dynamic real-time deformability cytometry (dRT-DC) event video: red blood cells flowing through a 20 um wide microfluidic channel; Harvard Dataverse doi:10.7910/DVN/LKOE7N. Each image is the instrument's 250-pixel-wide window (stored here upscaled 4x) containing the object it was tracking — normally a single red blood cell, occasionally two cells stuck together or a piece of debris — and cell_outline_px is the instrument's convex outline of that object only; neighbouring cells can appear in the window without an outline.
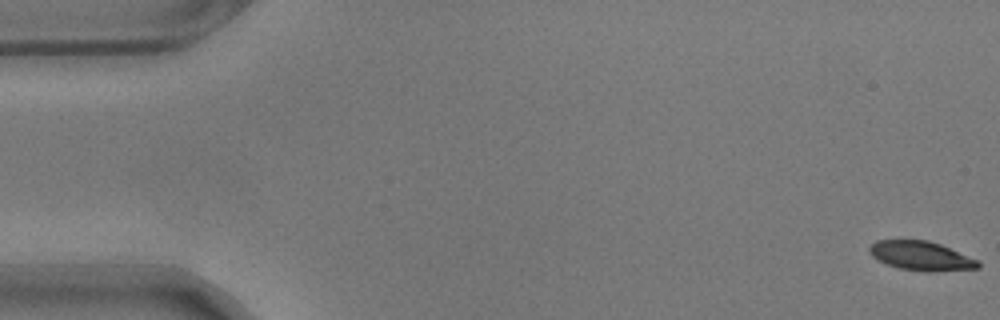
{"species": "common noctule bat (a hibernating species)", "species_latin": "Nyctalus noctula", "temperature_condition": "warm", "stored_images_in_passage": 58, "camera_frame_rate_fps": 3000, "um_per_image_px": 0.085, "animal": {"sex": "male", "body_mass_g": 17.9}, "frame": {"image": 1, "passage_image": 1, "time_ms": 0.0, "image_size_px": [1000, 320], "cell_outline_px": [[980, 268], [928, 272], [900, 268], [888, 264], [872, 256], [868, 252], [868, 248], [876, 240], [928, 240], [940, 244], [980, 260]], "centroid_in_image_um": [78.32, 21.74], "position_along_channel_um": 6.7, "area_um2": 18.44}}
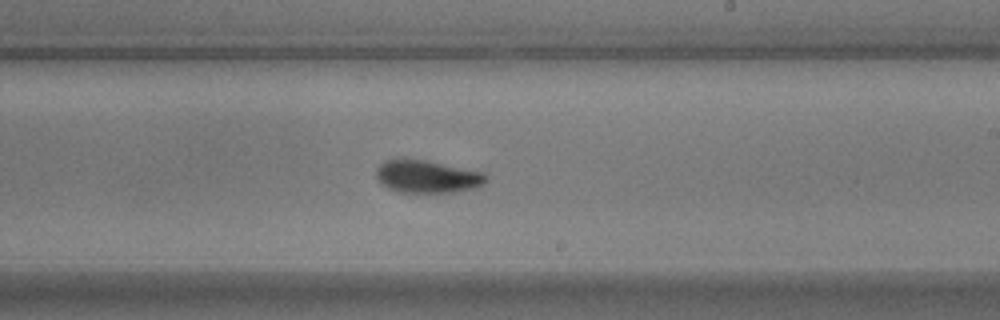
{"frame": {"image": 2, "passage_image": 34, "time_ms": 11.0, "image_size_px": [1000, 320], "cell_outline_px": [[488, 180], [484, 184], [476, 188], [452, 192], [400, 192], [388, 188], [376, 176], [376, 168], [384, 160], [400, 156], [428, 160], [484, 172], [488, 176]], "centroid_in_image_um": [36.32, 14.96], "position_along_channel_um": 252.7, "area_um2": 21.44}}
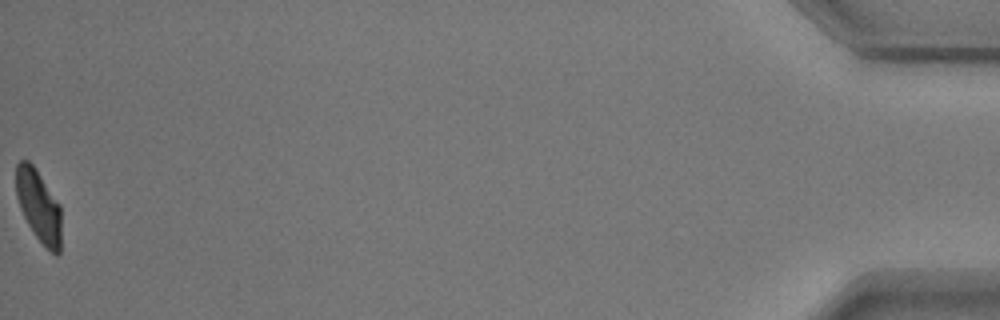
{"frame": {"image": 3, "passage_image": 58, "time_ms": 19.0, "image_size_px": [1000, 320], "cell_outline_px": [[60, 252], [56, 256], [36, 236], [28, 224], [20, 208], [16, 196], [16, 164], [20, 160], [28, 160], [36, 168], [60, 204]], "centroid_in_image_um": [3.28, 17.46], "position_along_channel_um": 431.9, "area_um2": 18.84}, "authors_computed_cell_mechanics": {"area_um2": 20.3745, "velocity_mm_per_s": 3.516, "shape_relaxation_time_tau1_ms": 4.1799, "shape_relaxation_time_tau2_ms": 1.8462, "deformation_change_tau1": 0.1555, "deformation_change_tau2": 0.0692}}